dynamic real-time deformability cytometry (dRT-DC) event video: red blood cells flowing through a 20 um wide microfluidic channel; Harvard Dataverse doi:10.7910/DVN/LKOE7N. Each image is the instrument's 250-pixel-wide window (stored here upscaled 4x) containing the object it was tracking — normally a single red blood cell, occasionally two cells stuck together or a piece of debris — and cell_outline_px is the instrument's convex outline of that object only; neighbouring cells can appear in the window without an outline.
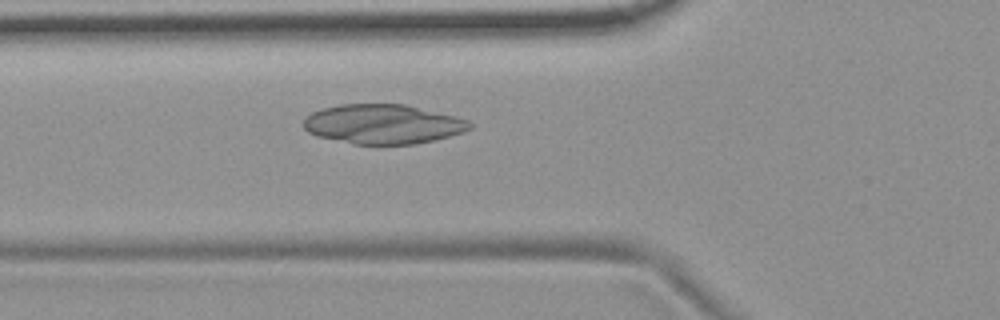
{"species": "common noctule bat (a hibernating species)", "species_latin": "Nyctalus noctula", "temperature_condition": "room temperature", "stored_images_in_passage": 39, "camera_frame_rate_fps": 3000, "um_per_image_px": 0.085, "animal": {"sex": "female", "body_mass_g": 19.9}, "frame": {"image": 1, "passage_image": 5, "time_ms": 1.333, "image_size_px": [1000, 320], "cell_outline_px": [[472, 128], [464, 132], [436, 140], [416, 144], [352, 144], [316, 136], [308, 132], [304, 128], [304, 120], [312, 112], [320, 108], [340, 104], [404, 104], [456, 116], [468, 120], [472, 124]], "centroid_in_image_um": [32.56, 10.55], "position_along_channel_um": 93.2, "area_um2": 38.49}}
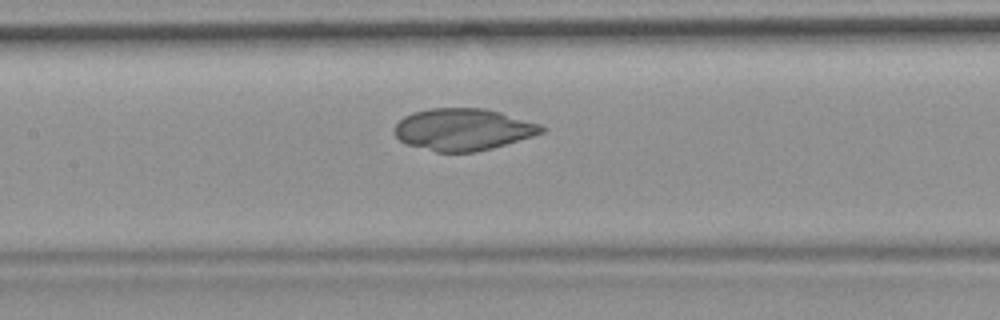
{"frame": {"image": 2, "passage_image": 11, "time_ms": 3.333, "image_size_px": [1000, 320], "cell_outline_px": [[544, 132], [532, 136], [492, 148], [476, 152], [436, 152], [408, 144], [400, 140], [392, 132], [392, 128], [404, 116], [412, 112], [432, 108], [488, 108], [540, 124], [544, 128]], "centroid_in_image_um": [39.33, 10.99], "position_along_channel_um": 168.1, "area_um2": 35.95}}
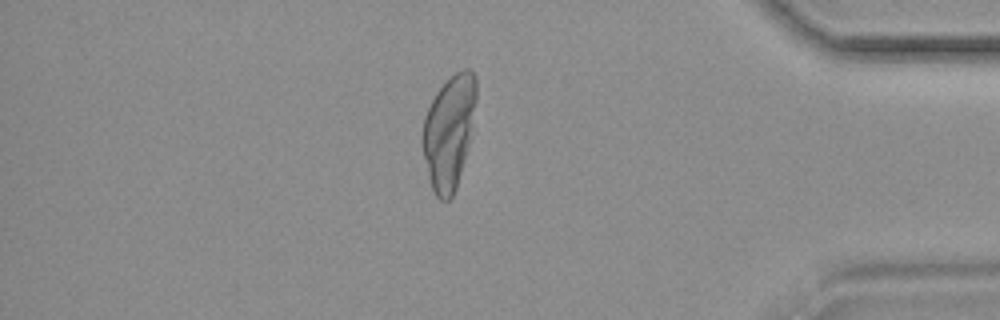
{"frame": {"image": 3, "passage_image": 32, "time_ms": 10.333, "image_size_px": [1000, 320], "cell_outline_px": [[476, 100], [468, 144], [456, 188], [452, 196], [448, 200], [440, 200], [436, 196], [432, 188], [420, 144], [420, 140], [424, 116], [436, 92], [456, 72], [464, 68], [468, 68], [476, 76]], "centroid_in_image_um": [38.13, 11.2], "position_along_channel_um": 397.1, "area_um2": 35.2}}